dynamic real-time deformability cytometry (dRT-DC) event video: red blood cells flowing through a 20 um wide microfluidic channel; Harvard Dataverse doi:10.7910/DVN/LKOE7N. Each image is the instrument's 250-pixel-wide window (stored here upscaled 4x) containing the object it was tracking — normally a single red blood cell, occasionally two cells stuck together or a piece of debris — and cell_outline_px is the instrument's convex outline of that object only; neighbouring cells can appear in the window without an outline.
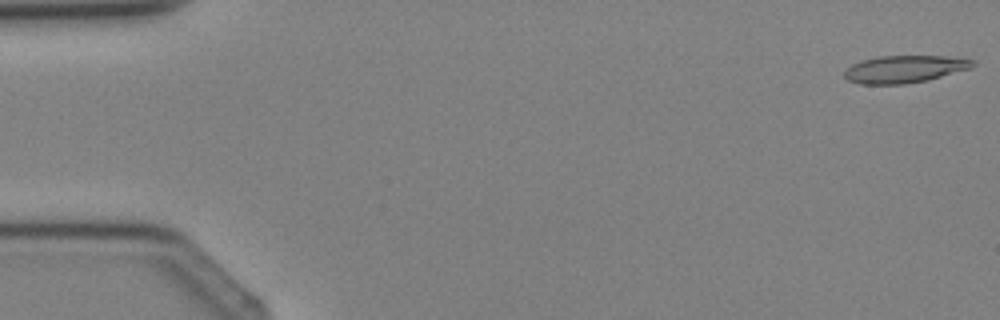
{"species": "Egyptian fruit bat (a non-hibernating species)", "species_latin": "Rousettus aegyptiacus", "temperature_condition": "cold", "stored_images_in_passage": 4, "camera_frame_rate_fps": 3000, "um_per_image_px": 0.085, "animal": {"sex": "female"}, "frame": {"image": 1, "passage_image": 1, "time_ms": 0.0, "image_size_px": [1000, 320], "cell_outline_px": [[976, 64], [972, 68], [928, 80], [904, 84], [860, 84], [848, 80], [844, 76], [844, 72], [852, 64], [864, 60], [880, 56], [944, 56], [972, 60]], "centroid_in_image_um": [76.89, 5.88], "position_along_channel_um": 8.1, "area_um2": 20.29}}